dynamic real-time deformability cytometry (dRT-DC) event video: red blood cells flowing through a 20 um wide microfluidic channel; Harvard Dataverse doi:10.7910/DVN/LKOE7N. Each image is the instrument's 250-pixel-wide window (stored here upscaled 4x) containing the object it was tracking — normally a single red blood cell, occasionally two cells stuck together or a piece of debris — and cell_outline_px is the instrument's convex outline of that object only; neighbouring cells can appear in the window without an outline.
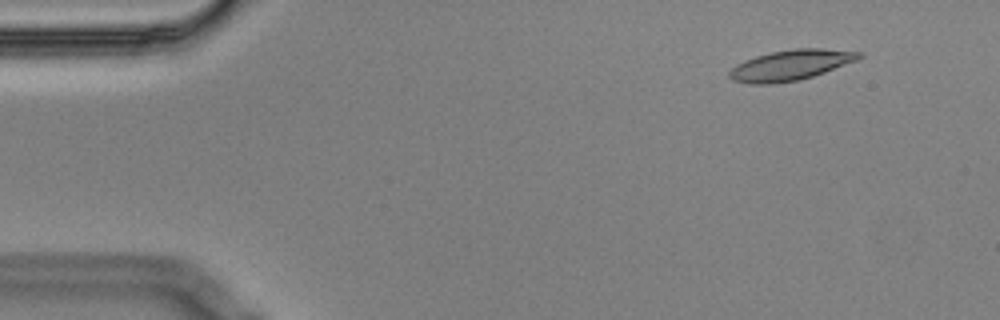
{"species": "Egyptian fruit bat (a non-hibernating species)", "species_latin": "Rousettus aegyptiacus", "temperature_condition": "cold", "stored_images_in_passage": 3, "camera_frame_rate_fps": 3000, "um_per_image_px": 0.085, "animal": {"sex": "male"}, "frame": {"image": 1, "passage_image": 1, "time_ms": 0.0, "image_size_px": [1000, 320], "cell_outline_px": [[864, 56], [856, 60], [824, 72], [800, 80], [768, 84], [748, 84], [732, 80], [728, 76], [728, 72], [736, 64], [744, 60], [756, 56], [772, 52], [792, 48], [824, 48], [860, 52]], "centroid_in_image_um": [67.16, 5.53], "position_along_channel_um": 17.8, "area_um2": 22.95}}
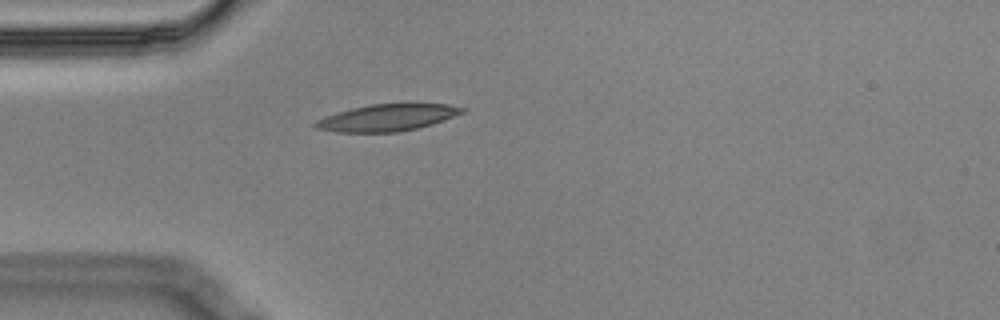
{"frame": {"image": 2, "passage_image": 3, "time_ms": 0.667, "image_size_px": [1000, 320], "cell_outline_px": [[468, 108], [464, 112], [444, 120], [432, 124], [400, 132], [336, 132], [316, 128], [312, 124], [316, 120], [324, 116], [336, 112], [352, 108], [372, 104], [448, 104]], "centroid_in_image_um": [32.9, 10.0], "position_along_channel_um": 52.1, "area_um2": 22.89}}